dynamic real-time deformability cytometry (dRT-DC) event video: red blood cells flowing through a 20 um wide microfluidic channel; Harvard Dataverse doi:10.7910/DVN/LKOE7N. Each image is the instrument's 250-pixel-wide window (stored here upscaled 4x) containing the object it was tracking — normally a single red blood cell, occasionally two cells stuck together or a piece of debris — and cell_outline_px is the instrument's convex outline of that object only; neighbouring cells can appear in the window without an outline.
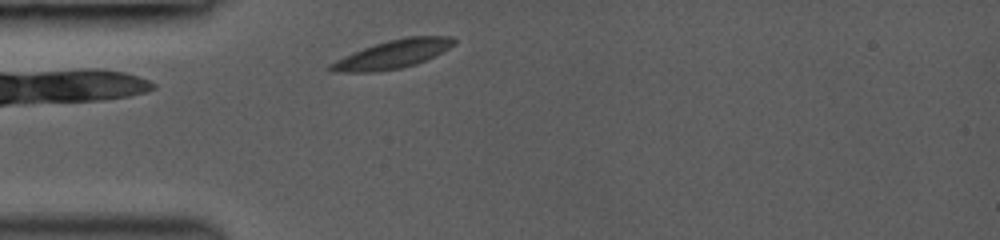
{"species": "common noctule bat (a hibernating species)", "species_latin": "Nyctalus noctula", "temperature_condition": "room temperature", "stored_images_in_passage": 12, "camera_frame_rate_fps": 3000, "um_per_image_px": 0.085, "animal": {"sex": "female", "body_mass_g": 19.0, "forearm_length_mm": 53.3}, "frame": {"image": 1, "passage_image": 1, "time_ms": 0.0, "image_size_px": [1000, 240], "cell_outline_px": [[456, 44], [416, 64], [400, 68], [376, 72], [328, 72], [324, 68], [328, 64], [352, 52], [388, 40], [408, 36], [452, 36], [456, 40]], "centroid_in_image_um": [33.31, 4.62], "position_along_channel_um": 51.7, "area_um2": 20.4}}
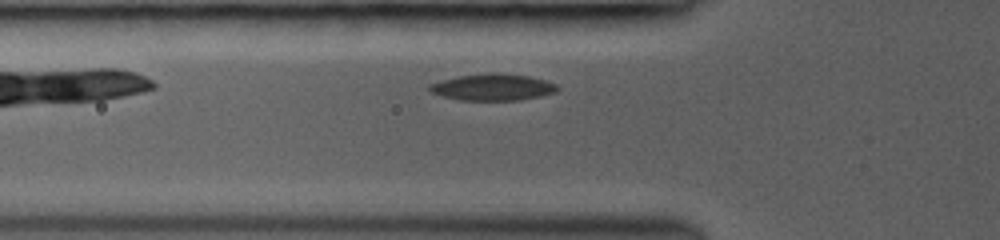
{"frame": {"image": 2, "passage_image": 6, "time_ms": 1.0, "image_size_px": [1000, 240], "cell_outline_px": [[560, 88], [556, 92], [540, 96], [520, 100], [460, 100], [444, 96], [432, 92], [428, 88], [428, 84], [440, 80], [456, 76], [488, 72], [496, 72], [528, 76], [544, 80], [556, 84]], "centroid_in_image_um": [41.87, 7.4], "position_along_channel_um": 83.9, "area_um2": 19.94}}